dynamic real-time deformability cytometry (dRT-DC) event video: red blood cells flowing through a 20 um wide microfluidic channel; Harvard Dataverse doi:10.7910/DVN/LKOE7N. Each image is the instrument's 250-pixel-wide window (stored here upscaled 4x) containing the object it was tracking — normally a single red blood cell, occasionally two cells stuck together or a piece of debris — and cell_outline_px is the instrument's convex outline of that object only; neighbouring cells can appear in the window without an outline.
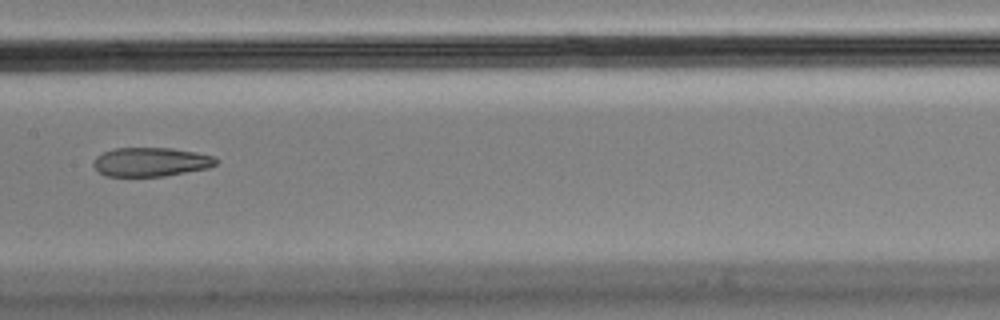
{"species": "Egyptian fruit bat (a non-hibernating species)", "species_latin": "Rousettus aegyptiacus", "temperature_condition": "cold", "stored_images_in_passage": 9, "camera_frame_rate_fps": 3000, "um_per_image_px": 0.085, "animal": {"sex": "male"}, "frame": {"image": 1, "passage_image": 6, "time_ms": 1.667, "image_size_px": [1000, 320], "cell_outline_px": [[220, 160], [216, 164], [208, 168], [164, 176], [104, 176], [92, 164], [96, 156], [104, 152], [116, 148], [172, 148], [196, 152], [216, 156]], "centroid_in_image_um": [12.86, 13.76], "position_along_channel_um": 194.5, "area_um2": 20.75}}